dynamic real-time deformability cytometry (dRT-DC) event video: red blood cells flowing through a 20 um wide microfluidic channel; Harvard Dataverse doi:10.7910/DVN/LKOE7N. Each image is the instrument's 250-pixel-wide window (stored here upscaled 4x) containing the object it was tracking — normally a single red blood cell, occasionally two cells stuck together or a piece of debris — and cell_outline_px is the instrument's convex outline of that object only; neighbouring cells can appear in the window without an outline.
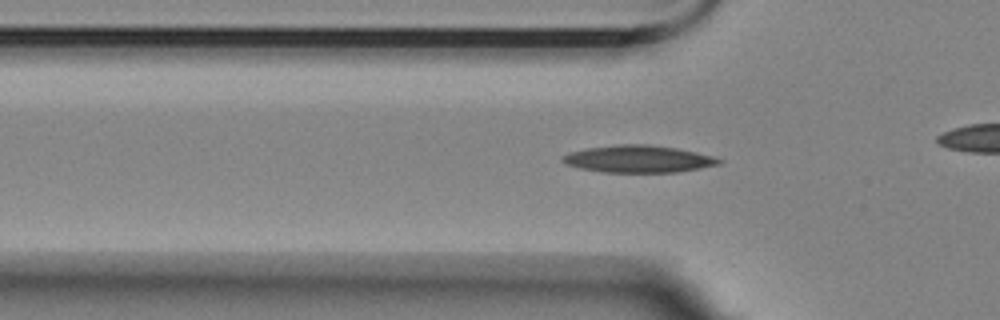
{"species": "Egyptian fruit bat (a non-hibernating species)", "species_latin": "Rousettus aegyptiacus", "temperature_condition": "room temperature", "stored_images_in_passage": 29, "camera_frame_rate_fps": 3000, "um_per_image_px": 0.085, "animal": {"sex": "female"}, "frame": {"image": 1, "passage_image": 2, "time_ms": 0.333, "image_size_px": [1000, 320], "cell_outline_px": [[724, 160], [720, 164], [700, 168], [676, 172], [600, 172], [580, 168], [564, 164], [560, 160], [560, 156], [568, 152], [588, 148], [620, 144], [648, 144], [676, 148], [696, 152], [712, 156]], "centroid_in_image_um": [54.21, 13.51], "position_along_channel_um": 71.6, "area_um2": 24.85}}
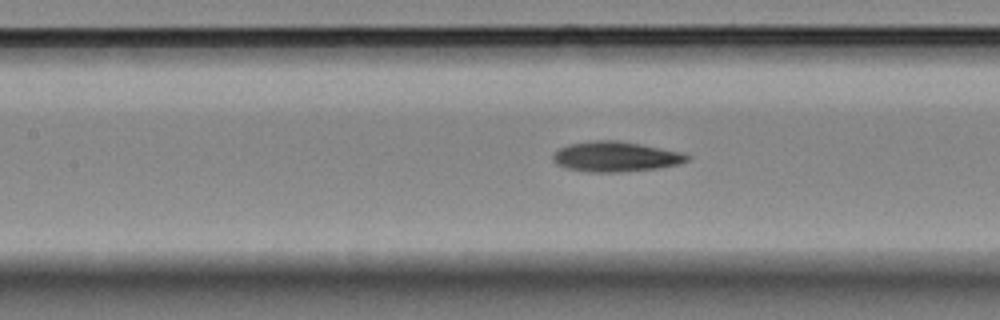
{"frame": {"image": 2, "passage_image": 9, "time_ms": 2.667, "image_size_px": [1000, 320], "cell_outline_px": [[692, 156], [688, 160], [676, 164], [656, 168], [620, 172], [588, 172], [568, 168], [556, 164], [552, 160], [552, 156], [560, 148], [568, 144], [596, 140], [616, 140], [640, 144], [680, 152]], "centroid_in_image_um": [52.29, 13.31], "position_along_channel_um": 155.1, "area_um2": 23.29}}
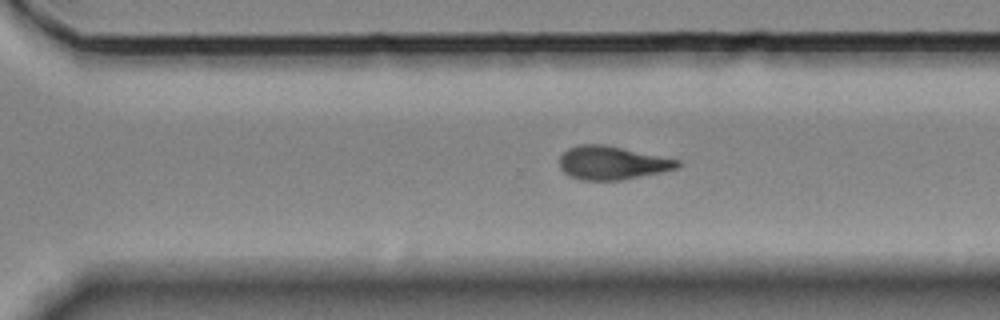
{"frame": {"image": 3, "passage_image": 23, "time_ms": 7.333, "image_size_px": [1000, 320], "cell_outline_px": [[680, 164], [676, 168], [660, 172], [620, 180], [580, 180], [568, 176], [560, 168], [560, 156], [568, 148], [580, 144], [604, 144], [680, 160]], "centroid_in_image_um": [51.98, 13.84], "position_along_channel_um": 318.6, "area_um2": 22.83}}